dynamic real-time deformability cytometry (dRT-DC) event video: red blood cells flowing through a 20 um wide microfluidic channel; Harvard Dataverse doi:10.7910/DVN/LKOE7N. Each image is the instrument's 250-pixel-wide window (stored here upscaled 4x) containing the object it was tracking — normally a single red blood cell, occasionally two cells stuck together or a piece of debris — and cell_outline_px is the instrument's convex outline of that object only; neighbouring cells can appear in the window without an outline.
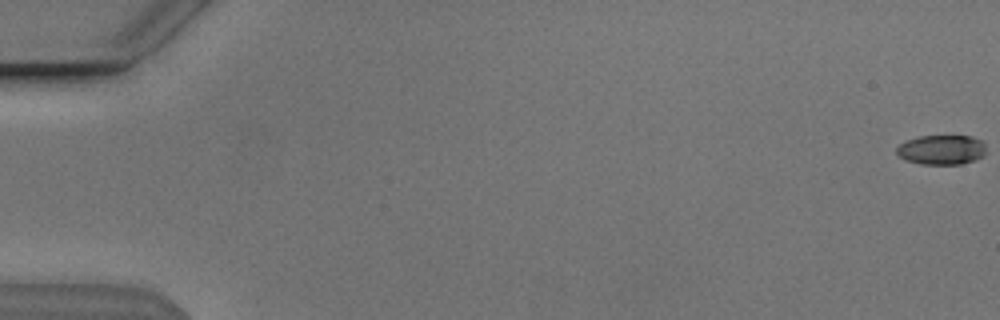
{"species": "Egyptian fruit bat (a non-hibernating species)", "species_latin": "Rousettus aegyptiacus", "temperature_condition": "cold", "stored_images_in_passage": 52, "camera_frame_rate_fps": 3000, "um_per_image_px": 0.085, "animal": {"sex": "male"}, "frame": {"image": 1, "passage_image": 1, "time_ms": 0.0, "image_size_px": [1000, 320], "cell_outline_px": [[984, 156], [976, 160], [960, 164], [920, 164], [904, 160], [896, 152], [896, 148], [900, 144], [908, 140], [920, 136], [972, 136], [980, 140], [984, 144]], "centroid_in_image_um": [80.03, 12.74], "position_along_channel_um": 5.0, "area_um2": 15.43}}
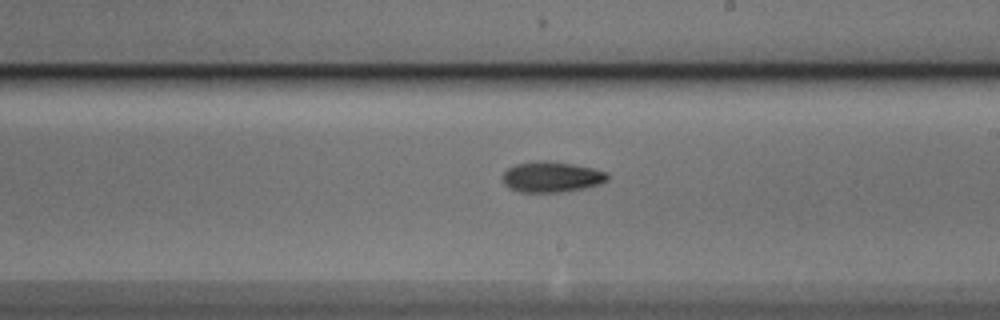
{"frame": {"image": 2, "passage_image": 33, "time_ms": 10.667, "image_size_px": [1000, 320], "cell_outline_px": [[608, 180], [600, 184], [584, 188], [560, 192], [520, 192], [508, 188], [504, 184], [500, 176], [508, 168], [516, 164], [532, 160], [544, 160], [572, 164], [592, 168], [608, 172]], "centroid_in_image_um": [46.84, 15.03], "position_along_channel_um": 242.2, "area_um2": 18.96}}
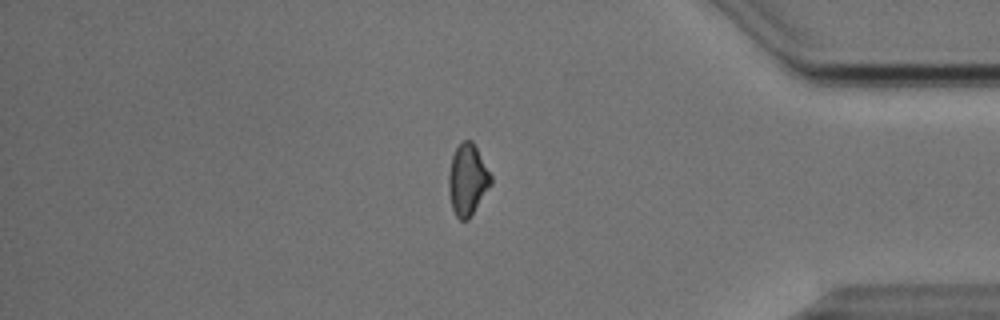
{"frame": {"image": 3, "passage_image": 47, "time_ms": 15.333, "image_size_px": [1000, 320], "cell_outline_px": [[492, 184], [472, 216], [468, 220], [460, 220], [456, 216], [452, 208], [448, 188], [448, 176], [452, 156], [456, 148], [464, 140], [472, 140], [492, 176]], "centroid_in_image_um": [39.75, 15.31], "position_along_channel_um": 395.4, "area_um2": 17.63}}